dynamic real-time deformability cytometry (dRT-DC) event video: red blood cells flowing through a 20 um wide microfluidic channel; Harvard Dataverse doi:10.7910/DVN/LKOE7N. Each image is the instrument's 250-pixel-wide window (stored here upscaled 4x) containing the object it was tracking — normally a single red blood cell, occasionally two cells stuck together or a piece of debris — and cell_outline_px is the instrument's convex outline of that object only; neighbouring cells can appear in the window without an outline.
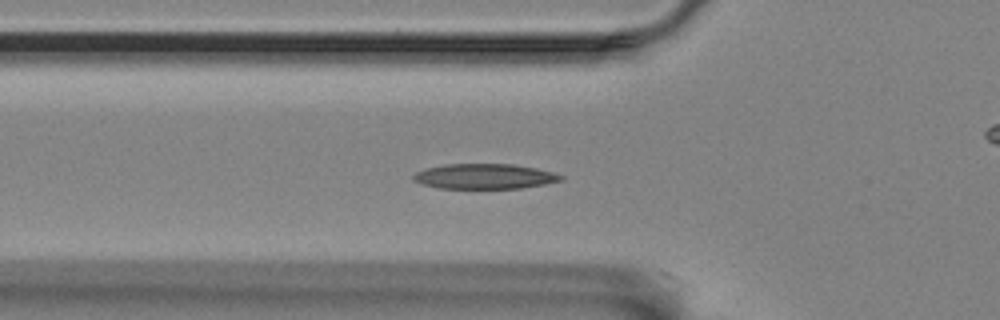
{"species": "Egyptian fruit bat (a non-hibernating species)", "species_latin": "Rousettus aegyptiacus", "temperature_condition": "room temperature", "stored_images_in_passage": 58, "camera_frame_rate_fps": 3000, "um_per_image_px": 0.085, "animal": {"sex": "female"}, "frame": {"image": 1, "passage_image": 20, "time_ms": 6.333, "image_size_px": [1000, 320], "cell_outline_px": [[564, 180], [544, 184], [520, 188], [436, 188], [420, 184], [412, 180], [412, 176], [416, 172], [424, 168], [444, 164], [512, 164], [536, 168], [552, 172], [564, 176]], "centroid_in_image_um": [41.14, 14.99], "position_along_channel_um": 84.7, "area_um2": 21.73}}
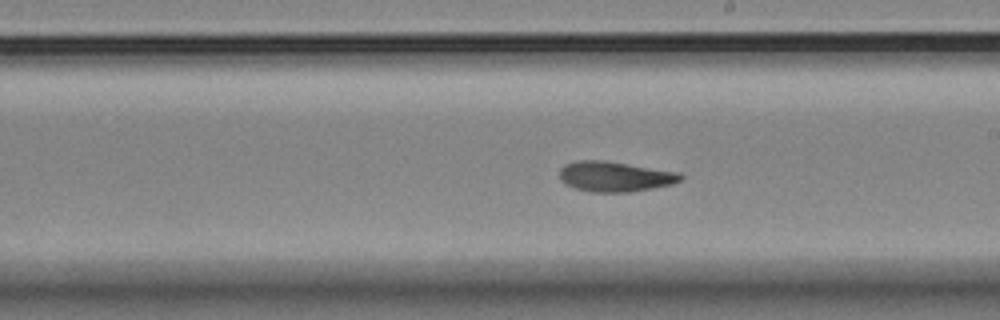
{"frame": {"image": 2, "passage_image": 33, "time_ms": 10.667, "image_size_px": [1000, 320], "cell_outline_px": [[684, 176], [680, 180], [672, 184], [652, 188], [628, 192], [592, 192], [576, 188], [564, 184], [560, 180], [560, 168], [564, 164], [576, 160], [604, 160], [680, 172]], "centroid_in_image_um": [52.25, 14.99], "position_along_channel_um": 236.8, "area_um2": 21.39}}
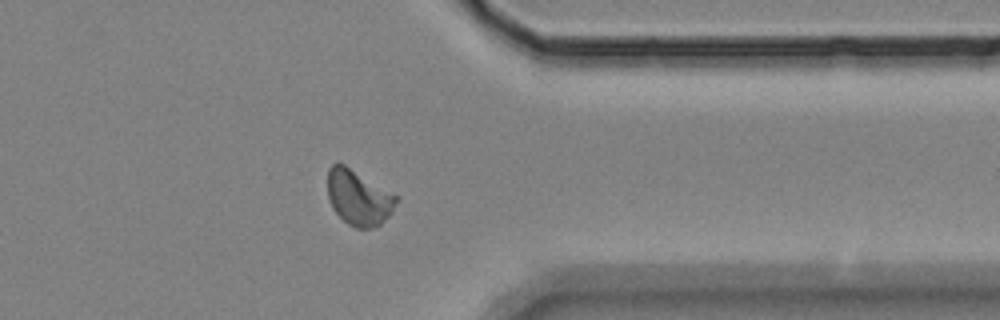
{"frame": {"image": 3, "passage_image": 46, "time_ms": 15.0, "image_size_px": [1000, 320], "cell_outline_px": [[396, 200], [392, 212], [380, 224], [372, 228], [356, 228], [348, 224], [332, 208], [328, 196], [328, 168], [332, 164], [344, 164], [396, 196]], "centroid_in_image_um": [30.44, 16.81], "position_along_channel_um": 381.0, "area_um2": 21.5}, "authors_computed_cell_mechanics": {"area_um2": 21.0392, "velocity_mm_per_s": 3.4929, "shape_relaxation_time_tau1_ms": 5.7805, "shape_relaxation_time_tau2_ms": 1.9832, "deformation_change_tau1": 0.1786, "deformation_change_tau2": 0.0811}}